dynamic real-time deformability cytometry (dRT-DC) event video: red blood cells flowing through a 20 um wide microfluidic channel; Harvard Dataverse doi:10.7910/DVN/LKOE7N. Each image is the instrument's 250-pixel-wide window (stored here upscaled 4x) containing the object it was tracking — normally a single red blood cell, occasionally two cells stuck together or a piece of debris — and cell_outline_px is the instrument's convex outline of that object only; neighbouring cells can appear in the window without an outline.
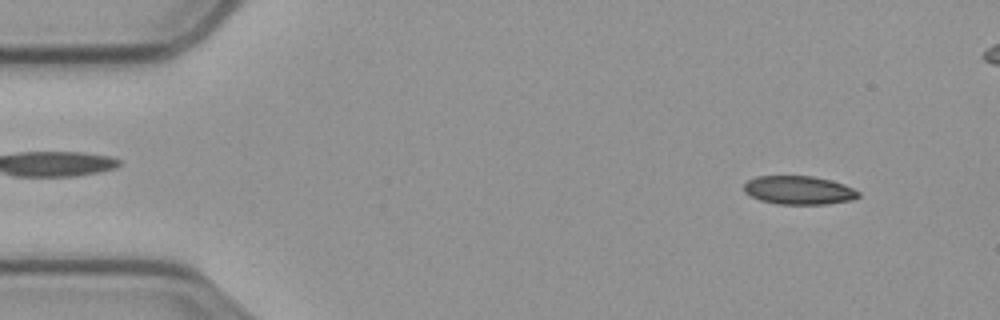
{"species": "common noctule bat (a hibernating species)", "species_latin": "Nyctalus noctula", "temperature_condition": "cold", "stored_images_in_passage": 57, "camera_frame_rate_fps": 3000, "um_per_image_px": 0.085, "animal": {"sex": "male", "body_mass_g": 23.1, "forearm_length_mm": 52.7}, "frame": {"image": 1, "passage_image": 4, "time_ms": 1.0, "image_size_px": [1000, 320], "cell_outline_px": [[860, 196], [852, 200], [828, 204], [776, 204], [760, 200], [744, 192], [744, 184], [748, 180], [756, 176], [812, 176], [832, 180], [844, 184], [860, 192]], "centroid_in_image_um": [67.91, 16.17], "position_along_channel_um": 17.1, "area_um2": 19.13}}
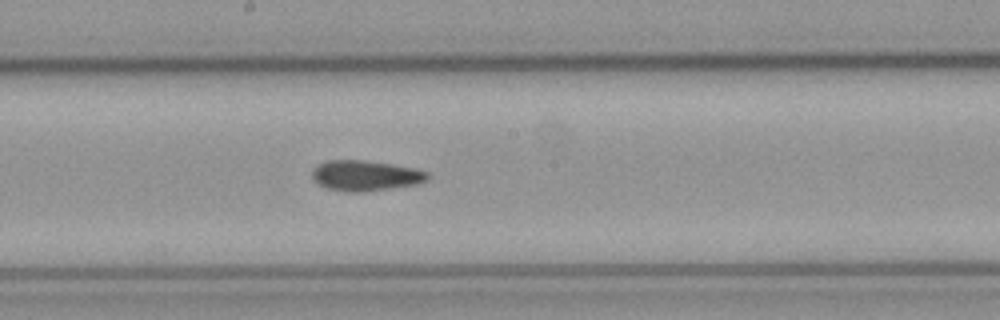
{"frame": {"image": 2, "passage_image": 29, "time_ms": 9.333, "image_size_px": [1000, 320], "cell_outline_px": [[428, 180], [416, 184], [360, 192], [344, 192], [328, 188], [320, 184], [312, 176], [312, 172], [316, 164], [328, 160], [364, 160], [392, 164], [416, 168], [428, 172]], "centroid_in_image_um": [31.06, 14.91], "position_along_channel_um": 217.1, "area_um2": 20.35}}
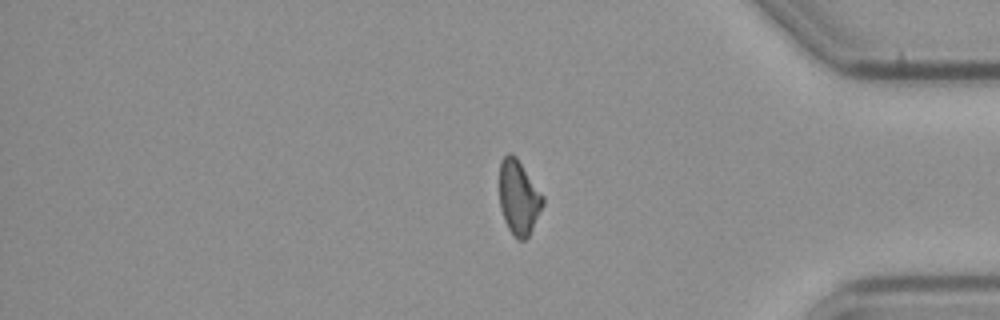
{"frame": {"image": 3, "passage_image": 46, "time_ms": 15.0, "image_size_px": [1000, 320], "cell_outline_px": [[544, 204], [528, 236], [524, 240], [520, 240], [508, 228], [504, 220], [500, 208], [500, 160], [508, 152], [512, 152], [516, 156], [544, 196]], "centroid_in_image_um": [44.09, 16.74], "position_along_channel_um": 391.1, "area_um2": 18.73}, "authors_computed_cell_mechanics": {"area_um2": 19.7098, "velocity_mm_per_s": 3.5274, "shape_relaxation_time_tau1_ms": 10.3666, "shape_relaxation_time_tau2_ms": 4.2571, "deformation_change_tau1": 0.1854, "deformation_change_tau2": 0.1164}}